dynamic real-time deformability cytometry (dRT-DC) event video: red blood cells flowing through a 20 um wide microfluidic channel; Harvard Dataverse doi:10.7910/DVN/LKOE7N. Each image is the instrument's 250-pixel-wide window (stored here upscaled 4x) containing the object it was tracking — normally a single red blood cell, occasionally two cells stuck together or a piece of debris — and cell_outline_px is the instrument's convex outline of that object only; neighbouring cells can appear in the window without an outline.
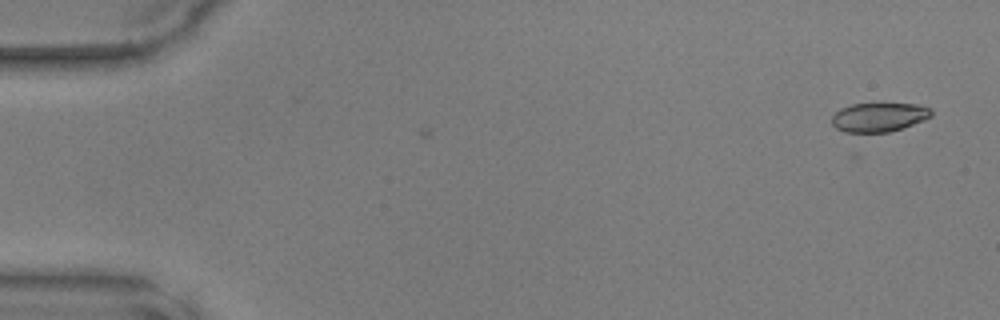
{"species": "common noctule bat (a hibernating species)", "species_latin": "Nyctalus noctula", "temperature_condition": "warm", "stored_images_in_passage": 41, "camera_frame_rate_fps": 3000, "um_per_image_px": 0.085, "animal": {"sex": "male", "body_mass_g": 17.9, "forearm_length_mm": 54.2}, "frame": {"image": 1, "passage_image": 1, "time_ms": 0.0, "image_size_px": [1000, 320], "cell_outline_px": [[932, 116], [924, 120], [888, 132], [852, 136], [836, 128], [832, 124], [832, 116], [840, 108], [852, 104], [920, 104], [932, 108]], "centroid_in_image_um": [74.66, 10.0], "position_along_channel_um": 10.3, "area_um2": 17.4}}
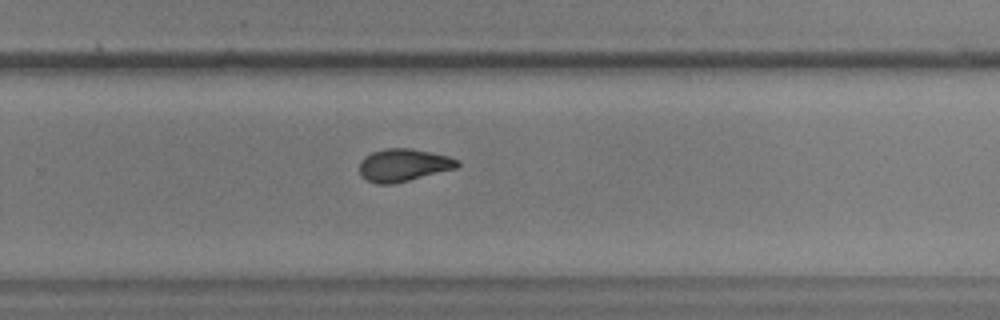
{"frame": {"image": 2, "passage_image": 31, "time_ms": 10.0, "image_size_px": [1000, 320], "cell_outline_px": [[460, 164], [456, 168], [392, 184], [376, 184], [360, 176], [360, 160], [364, 156], [372, 152], [388, 148], [412, 148], [432, 152], [448, 156], [460, 160]], "centroid_in_image_um": [34.28, 14.02], "position_along_channel_um": 295.5, "area_um2": 18.61}}
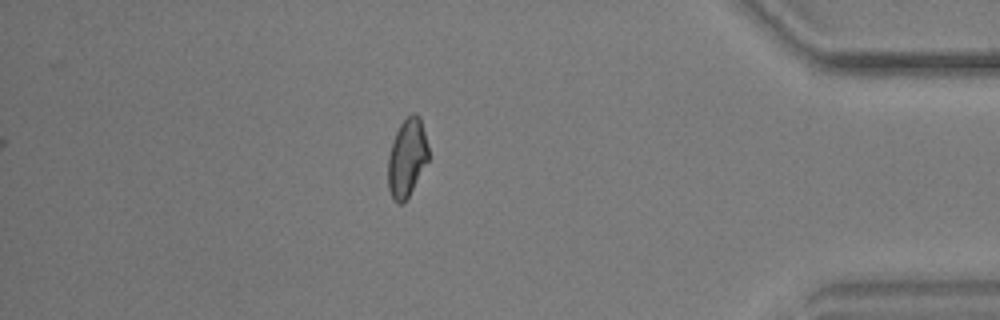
{"frame": {"image": 3, "passage_image": 41, "time_ms": 13.333, "image_size_px": [1000, 320], "cell_outline_px": [[428, 160], [404, 204], [396, 204], [388, 188], [388, 156], [396, 132], [400, 124], [412, 112], [416, 112], [420, 116], [428, 144]], "centroid_in_image_um": [34.59, 13.4], "position_along_channel_um": 400.6, "area_um2": 18.38}}